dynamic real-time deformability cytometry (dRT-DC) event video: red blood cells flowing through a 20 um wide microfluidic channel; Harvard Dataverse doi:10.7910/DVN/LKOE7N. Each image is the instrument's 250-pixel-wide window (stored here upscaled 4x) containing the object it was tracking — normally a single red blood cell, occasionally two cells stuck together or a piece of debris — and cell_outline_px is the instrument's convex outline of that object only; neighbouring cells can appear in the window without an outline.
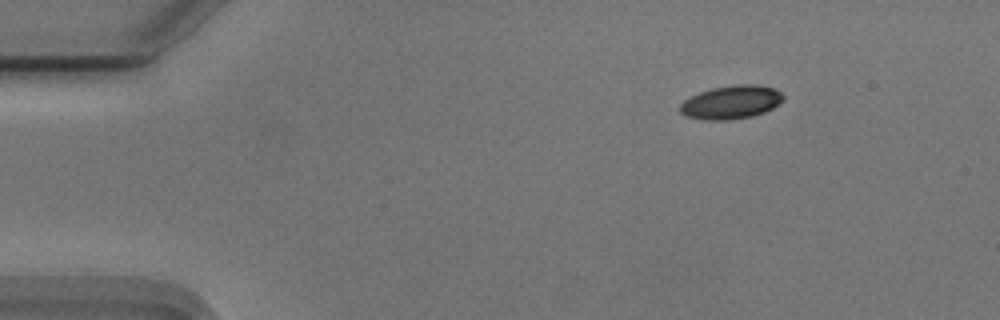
{"species": "Egyptian fruit bat (a non-hibernating species)", "species_latin": "Rousettus aegyptiacus", "temperature_condition": "cold", "stored_images_in_passage": 48, "camera_frame_rate_fps": 3000, "um_per_image_px": 0.085, "animal": {"sex": "male"}, "frame": {"image": 1, "passage_image": 1, "time_ms": 0.0, "image_size_px": [1000, 320], "cell_outline_px": [[784, 100], [780, 104], [764, 112], [752, 116], [728, 120], [704, 120], [684, 116], [680, 112], [680, 104], [684, 100], [700, 92], [712, 88], [736, 84], [756, 84], [776, 88], [784, 96]], "centroid_in_image_um": [62.17, 8.69], "position_along_channel_um": 22.8, "area_um2": 20.29}}
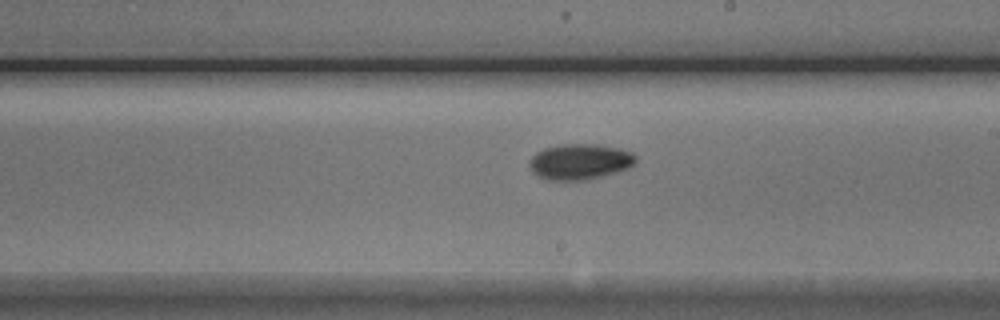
{"frame": {"image": 2, "passage_image": 25, "time_ms": 8.0, "image_size_px": [1000, 320], "cell_outline_px": [[636, 160], [628, 168], [616, 172], [584, 180], [544, 180], [532, 172], [528, 168], [528, 160], [536, 152], [544, 148], [560, 144], [600, 144], [620, 148], [632, 152], [636, 156]], "centroid_in_image_um": [49.23, 13.73], "position_along_channel_um": 239.8, "area_um2": 22.37}}
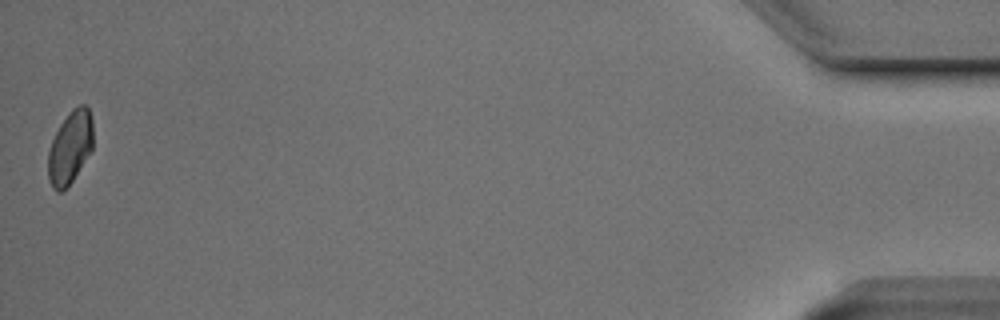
{"frame": {"image": 3, "passage_image": 48, "time_ms": 15.667, "image_size_px": [1000, 320], "cell_outline_px": [[92, 148], [72, 180], [60, 192], [56, 192], [52, 188], [48, 180], [48, 152], [52, 140], [60, 124], [72, 108], [80, 104], [84, 104], [88, 108], [92, 116]], "centroid_in_image_um": [5.94, 12.5], "position_along_channel_um": 429.3, "area_um2": 18.84}, "authors_computed_cell_mechanics": {"area_um2": 20.3745, "velocity_mm_per_s": 3.7275, "shape_relaxation_time_tau1_ms": 2.8568, "shape_relaxation_time_tau2_ms": 4.5639, "deformation_change_tau1": 0.0974, "deformation_change_tau2": 0.0584}}